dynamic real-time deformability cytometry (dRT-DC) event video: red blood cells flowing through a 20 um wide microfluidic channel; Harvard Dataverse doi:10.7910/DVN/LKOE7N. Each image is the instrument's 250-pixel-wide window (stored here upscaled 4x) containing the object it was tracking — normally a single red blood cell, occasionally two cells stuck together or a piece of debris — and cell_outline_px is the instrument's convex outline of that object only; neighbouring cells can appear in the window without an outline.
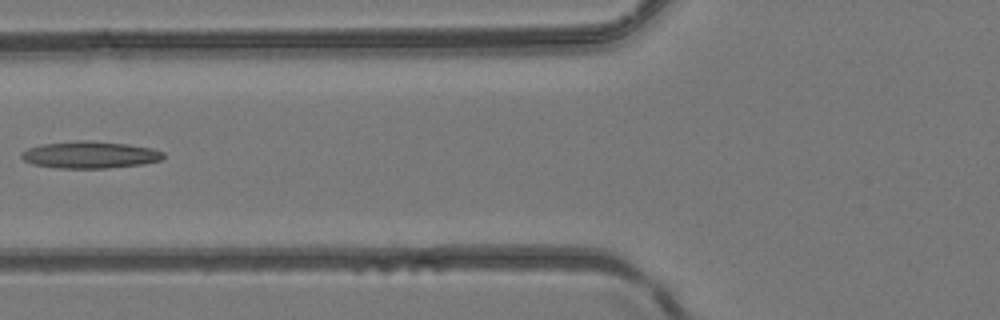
{"species": "common noctule bat (a hibernating species)", "species_latin": "Nyctalus noctula", "temperature_condition": "room temperature", "stored_images_in_passage": 6, "camera_frame_rate_fps": 3000, "um_per_image_px": 0.085, "animal": {"sex": "female", "body_mass_g": 24.6, "forearm_length_mm": 56.2}, "frame": {"image": 1, "passage_image": 6, "time_ms": 1.667, "image_size_px": [1000, 320], "cell_outline_px": [[164, 156], [160, 160], [140, 164], [108, 168], [60, 168], [32, 164], [24, 160], [20, 156], [20, 152], [28, 148], [44, 144], [76, 140], [88, 140], [128, 144], [152, 148], [164, 152]], "centroid_in_image_um": [7.62, 13.15], "position_along_channel_um": 118.2, "area_um2": 22.25}}